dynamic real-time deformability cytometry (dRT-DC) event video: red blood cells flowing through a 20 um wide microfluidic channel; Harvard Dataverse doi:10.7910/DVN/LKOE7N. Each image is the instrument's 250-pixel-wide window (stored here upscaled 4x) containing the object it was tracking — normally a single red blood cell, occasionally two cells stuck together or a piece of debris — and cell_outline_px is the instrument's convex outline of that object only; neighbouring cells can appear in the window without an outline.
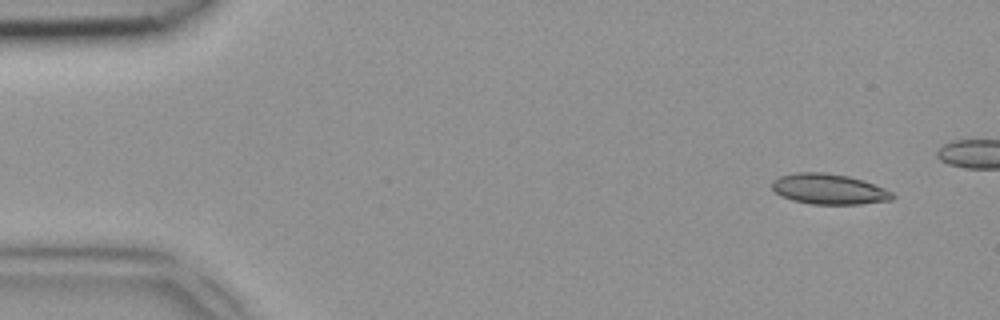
{"species": "common noctule bat (a hibernating species)", "species_latin": "Nyctalus noctula", "temperature_condition": "room temperature", "stored_images_in_passage": 38, "camera_frame_rate_fps": 3000, "um_per_image_px": 0.085, "animal": {"sex": "female", "body_mass_g": 18.4}, "frame": {"image": 1, "passage_image": 1, "time_ms": 0.0, "image_size_px": [1000, 320], "cell_outline_px": [[896, 196], [892, 200], [860, 204], [812, 204], [792, 200], [780, 196], [772, 188], [772, 180], [780, 176], [796, 172], [824, 172], [848, 176], [884, 188], [892, 192]], "centroid_in_image_um": [70.44, 16.07], "position_along_channel_um": 14.6, "area_um2": 21.33}}
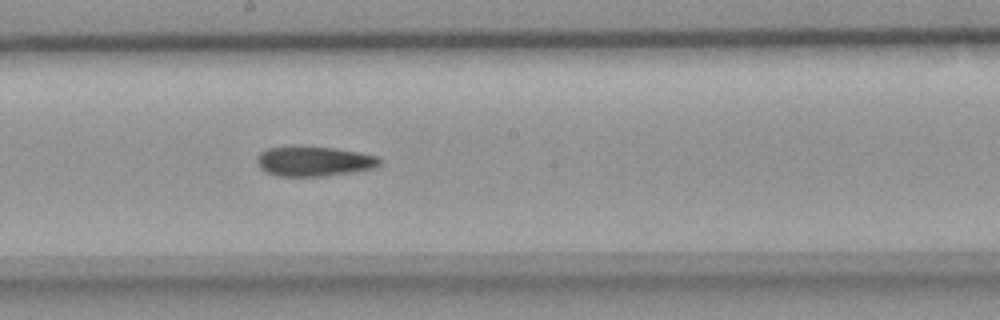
{"frame": {"image": 2, "passage_image": 23, "time_ms": 7.333, "image_size_px": [1000, 320], "cell_outline_px": [[380, 164], [372, 168], [324, 176], [280, 176], [268, 172], [260, 168], [256, 160], [260, 152], [268, 148], [332, 148], [380, 156]], "centroid_in_image_um": [26.69, 13.73], "position_along_channel_um": 221.5, "area_um2": 20.52}}
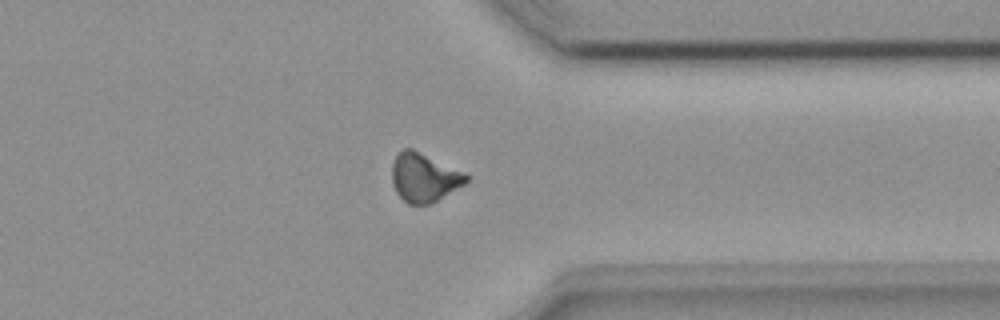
{"frame": {"image": 3, "passage_image": 34, "time_ms": 11.0, "image_size_px": [1000, 320], "cell_outline_px": [[468, 180], [464, 184], [436, 200], [428, 204], [408, 204], [396, 192], [392, 184], [392, 160], [404, 148], [412, 148], [464, 172], [468, 176]], "centroid_in_image_um": [36.01, 15.07], "position_along_channel_um": 375.4, "area_um2": 20.81}}